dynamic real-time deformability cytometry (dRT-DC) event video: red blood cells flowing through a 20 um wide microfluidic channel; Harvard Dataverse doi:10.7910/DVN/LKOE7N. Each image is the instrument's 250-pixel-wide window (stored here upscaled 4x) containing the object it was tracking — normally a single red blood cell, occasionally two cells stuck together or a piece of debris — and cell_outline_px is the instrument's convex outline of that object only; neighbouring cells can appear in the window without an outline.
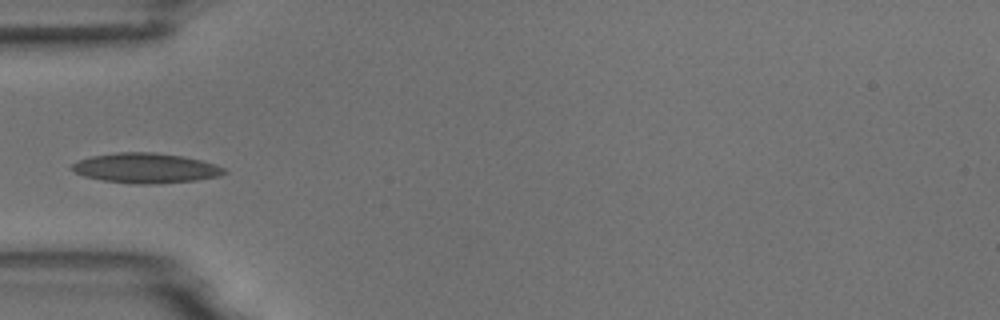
{"species": "common noctule bat (a hibernating species)", "species_latin": "Nyctalus noctula", "temperature_condition": "room temperature", "stored_images_in_passage": 3, "camera_frame_rate_fps": 3000, "um_per_image_px": 0.085, "animal": {"sex": "male", "body_mass_g": 18.8}, "frame": {"image": 1, "passage_image": 1, "time_ms": 0.0, "image_size_px": [1000, 320], "cell_outline_px": [[228, 172], [220, 176], [196, 180], [152, 184], [136, 184], [100, 180], [84, 176], [68, 168], [72, 164], [80, 160], [92, 156], [116, 152], [152, 152], [180, 156], [200, 160], [216, 164], [224, 168]], "centroid_in_image_um": [12.38, 14.29], "position_along_channel_um": 72.6, "area_um2": 26.53}}